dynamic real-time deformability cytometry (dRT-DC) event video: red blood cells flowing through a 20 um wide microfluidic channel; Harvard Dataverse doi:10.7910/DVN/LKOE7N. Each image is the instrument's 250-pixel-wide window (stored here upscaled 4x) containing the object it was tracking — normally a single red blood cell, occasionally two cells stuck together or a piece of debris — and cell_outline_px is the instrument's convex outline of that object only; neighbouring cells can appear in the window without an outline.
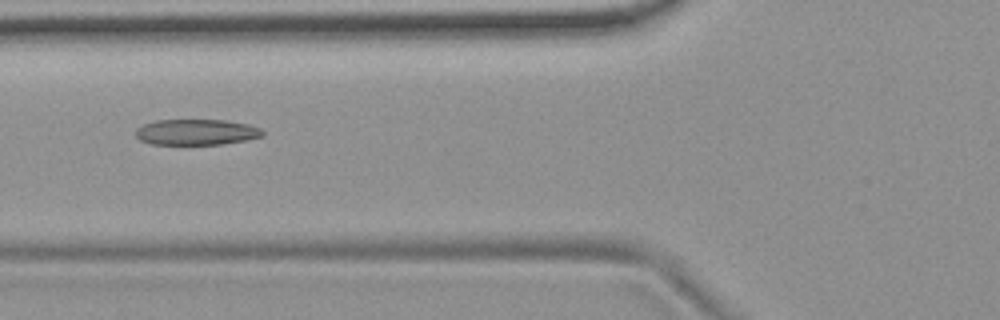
{"species": "common noctule bat (a hibernating species)", "species_latin": "Nyctalus noctula", "temperature_condition": "room temperature", "stored_images_in_passage": 8, "camera_frame_rate_fps": 3000, "um_per_image_px": 0.085, "animal": {"sex": "female", "body_mass_g": 19.9}, "frame": {"image": 1, "passage_image": 6, "time_ms": 1.667, "image_size_px": [1000, 320], "cell_outline_px": [[264, 136], [248, 140], [224, 144], [152, 144], [140, 140], [136, 136], [136, 128], [144, 124], [156, 120], [224, 120], [248, 124], [260, 128], [264, 132]], "centroid_in_image_um": [16.72, 11.23], "position_along_channel_um": 109.1, "area_um2": 19.13}}
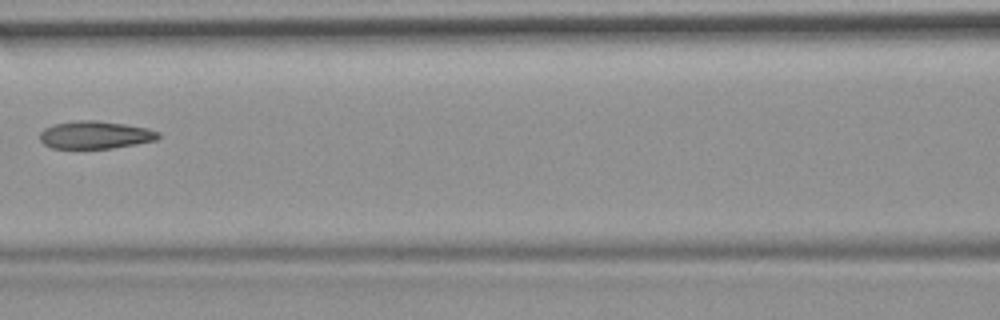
{"frame": {"image": 2, "passage_image": 7, "time_ms": 2.0, "image_size_px": [1000, 320], "cell_outline_px": [[160, 136], [156, 140], [136, 144], [112, 148], [52, 148], [44, 144], [40, 140], [40, 132], [44, 128], [56, 124], [80, 120], [96, 120], [124, 124], [148, 128], [160, 132]], "centroid_in_image_um": [8.11, 11.47], "position_along_channel_um": 158.5, "area_um2": 19.02}}
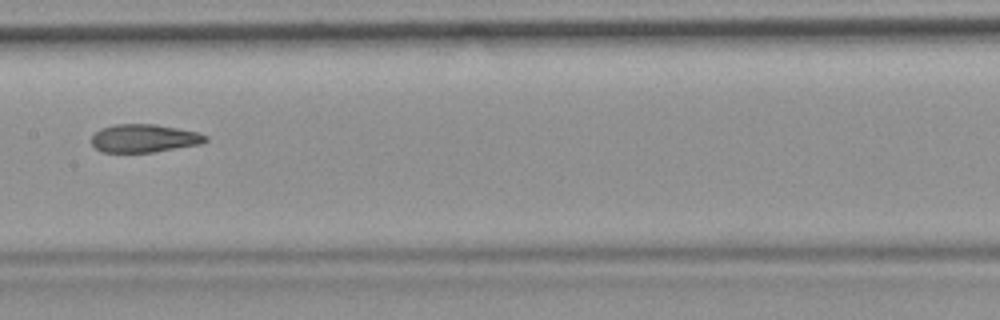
{"frame": {"image": 3, "passage_image": 8, "time_ms": 2.333, "image_size_px": [1000, 320], "cell_outline_px": [[208, 140], [200, 144], [152, 152], [100, 152], [92, 144], [92, 136], [100, 128], [116, 124], [156, 124], [196, 132], [208, 136]], "centroid_in_image_um": [12.23, 11.75], "position_along_channel_um": 195.2, "area_um2": 18.55}}